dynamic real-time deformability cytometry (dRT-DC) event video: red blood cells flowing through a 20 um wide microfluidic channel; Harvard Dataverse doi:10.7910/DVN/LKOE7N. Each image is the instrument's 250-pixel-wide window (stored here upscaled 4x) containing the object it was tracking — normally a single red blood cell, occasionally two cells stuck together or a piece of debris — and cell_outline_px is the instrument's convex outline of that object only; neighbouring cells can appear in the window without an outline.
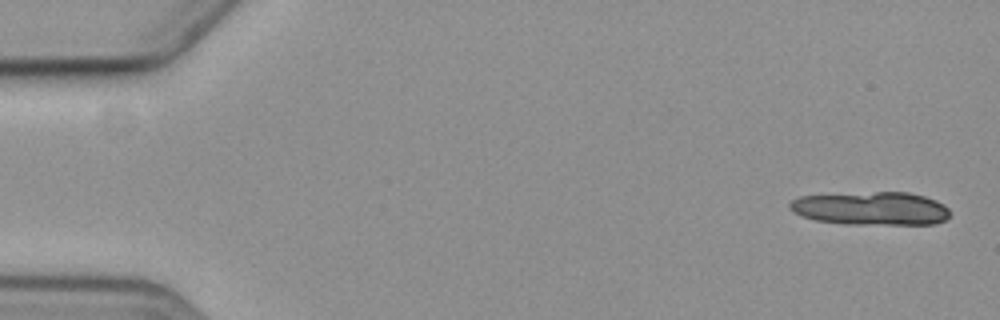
{"species": "common noctule bat (a hibernating species)", "species_latin": "Nyctalus noctula", "temperature_condition": "cold", "stored_images_in_passage": 14, "segment_of_instrument_passage": [1, 2], "camera_frame_rate_fps": 3000, "um_per_image_px": 0.085, "animal": {"sex": "female", "body_mass_g": 19.3, "forearm_length_mm": 54.1}, "frame": {"image": 1, "passage_image": 1, "time_ms": 0.0, "image_size_px": [1000, 320], "cell_outline_px": [[948, 216], [944, 220], [932, 224], [844, 224], [816, 220], [804, 216], [796, 212], [788, 204], [792, 200], [800, 196], [876, 192], [908, 192], [924, 196], [936, 200], [948, 208]], "centroid_in_image_um": [74.07, 17.72], "position_along_channel_um": 10.9, "area_um2": 30.69}}